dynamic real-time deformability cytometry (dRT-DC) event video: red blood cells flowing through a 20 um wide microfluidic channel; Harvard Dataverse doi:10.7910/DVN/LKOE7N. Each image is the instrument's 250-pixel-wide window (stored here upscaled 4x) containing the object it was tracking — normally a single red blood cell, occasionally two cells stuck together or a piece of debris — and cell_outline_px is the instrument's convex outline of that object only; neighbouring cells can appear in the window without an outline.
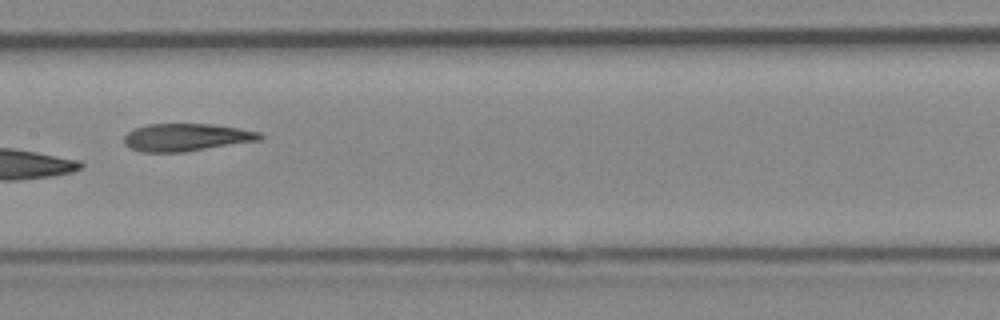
{"species": "Egyptian fruit bat (a non-hibernating species)", "species_latin": "Rousettus aegyptiacus", "temperature_condition": "cold", "stored_images_in_passage": 8, "camera_frame_rate_fps": 3000, "um_per_image_px": 0.085, "animal": {"sex": "female"}, "frame": {"image": 1, "passage_image": 7, "time_ms": 2.0, "image_size_px": [1000, 320], "cell_outline_px": [[264, 140], [184, 152], [140, 152], [124, 144], [124, 136], [128, 132], [136, 128], [148, 124], [212, 124], [240, 128], [264, 132]], "centroid_in_image_um": [15.93, 11.67], "position_along_channel_um": 191.5, "area_um2": 22.14}}